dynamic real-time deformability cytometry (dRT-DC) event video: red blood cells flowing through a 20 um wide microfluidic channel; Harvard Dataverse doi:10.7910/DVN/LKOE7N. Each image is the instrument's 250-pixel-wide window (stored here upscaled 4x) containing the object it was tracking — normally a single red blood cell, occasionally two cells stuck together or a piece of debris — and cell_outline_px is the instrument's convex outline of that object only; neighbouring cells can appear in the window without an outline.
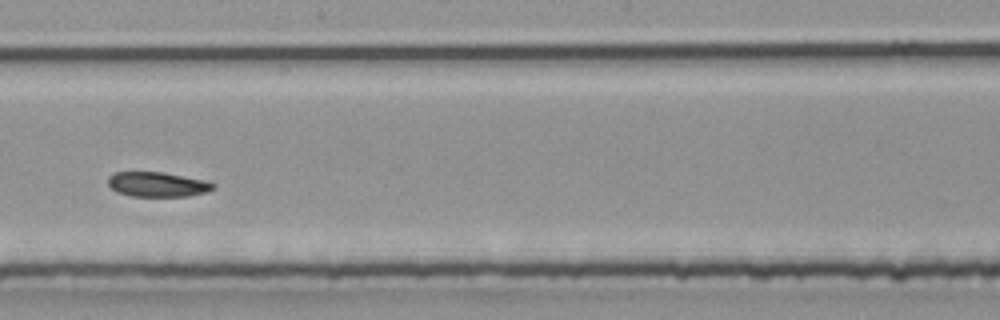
{"species": "common noctule bat (a hibernating species)", "species_latin": "Nyctalus noctula", "temperature_condition": "room temperature", "stored_images_in_passage": 37, "camera_frame_rate_fps": 3000, "um_per_image_px": 0.085, "animal": {"sex": "male", "body_mass_g": 20.4}, "frame": {"image": 1, "passage_image": 22, "time_ms": 7.0, "image_size_px": [1000, 320], "cell_outline_px": [[216, 188], [204, 192], [188, 196], [132, 196], [116, 192], [108, 184], [108, 176], [112, 172], [164, 172], [208, 180], [216, 184]], "centroid_in_image_um": [13.4, 15.66], "position_along_channel_um": 234.8, "area_um2": 15.37}}